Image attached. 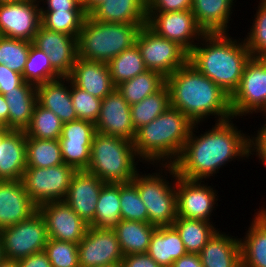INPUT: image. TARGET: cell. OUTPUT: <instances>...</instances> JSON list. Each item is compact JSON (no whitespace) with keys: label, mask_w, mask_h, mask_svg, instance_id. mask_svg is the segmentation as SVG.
<instances>
[{"label":"cell","mask_w":266,"mask_h":267,"mask_svg":"<svg viewBox=\"0 0 266 267\" xmlns=\"http://www.w3.org/2000/svg\"><path fill=\"white\" fill-rule=\"evenodd\" d=\"M218 230L199 253L203 267H242L240 239Z\"/></svg>","instance_id":"25"},{"label":"cell","mask_w":266,"mask_h":267,"mask_svg":"<svg viewBox=\"0 0 266 267\" xmlns=\"http://www.w3.org/2000/svg\"><path fill=\"white\" fill-rule=\"evenodd\" d=\"M89 15L108 23L147 24V0H105Z\"/></svg>","instance_id":"26"},{"label":"cell","mask_w":266,"mask_h":267,"mask_svg":"<svg viewBox=\"0 0 266 267\" xmlns=\"http://www.w3.org/2000/svg\"><path fill=\"white\" fill-rule=\"evenodd\" d=\"M230 107L235 119L266 112V57H251L247 62L240 84L230 96Z\"/></svg>","instance_id":"9"},{"label":"cell","mask_w":266,"mask_h":267,"mask_svg":"<svg viewBox=\"0 0 266 267\" xmlns=\"http://www.w3.org/2000/svg\"><path fill=\"white\" fill-rule=\"evenodd\" d=\"M234 0H192V13L205 33H228ZM228 24V25H227ZM228 26V27H227Z\"/></svg>","instance_id":"28"},{"label":"cell","mask_w":266,"mask_h":267,"mask_svg":"<svg viewBox=\"0 0 266 267\" xmlns=\"http://www.w3.org/2000/svg\"><path fill=\"white\" fill-rule=\"evenodd\" d=\"M192 0H147V12L191 10Z\"/></svg>","instance_id":"46"},{"label":"cell","mask_w":266,"mask_h":267,"mask_svg":"<svg viewBox=\"0 0 266 267\" xmlns=\"http://www.w3.org/2000/svg\"><path fill=\"white\" fill-rule=\"evenodd\" d=\"M147 254L161 267H172L175 260L187 254L179 233L173 226L157 227Z\"/></svg>","instance_id":"30"},{"label":"cell","mask_w":266,"mask_h":267,"mask_svg":"<svg viewBox=\"0 0 266 267\" xmlns=\"http://www.w3.org/2000/svg\"><path fill=\"white\" fill-rule=\"evenodd\" d=\"M170 106L169 90L164 84L157 92L139 103L130 106L132 124L135 130L150 123Z\"/></svg>","instance_id":"36"},{"label":"cell","mask_w":266,"mask_h":267,"mask_svg":"<svg viewBox=\"0 0 266 267\" xmlns=\"http://www.w3.org/2000/svg\"><path fill=\"white\" fill-rule=\"evenodd\" d=\"M123 267H161L147 253L125 255L122 259Z\"/></svg>","instance_id":"50"},{"label":"cell","mask_w":266,"mask_h":267,"mask_svg":"<svg viewBox=\"0 0 266 267\" xmlns=\"http://www.w3.org/2000/svg\"><path fill=\"white\" fill-rule=\"evenodd\" d=\"M255 15L244 41L252 57L262 58L266 57V0H260Z\"/></svg>","instance_id":"43"},{"label":"cell","mask_w":266,"mask_h":267,"mask_svg":"<svg viewBox=\"0 0 266 267\" xmlns=\"http://www.w3.org/2000/svg\"><path fill=\"white\" fill-rule=\"evenodd\" d=\"M27 167L24 130L0 129V180H21Z\"/></svg>","instance_id":"22"},{"label":"cell","mask_w":266,"mask_h":267,"mask_svg":"<svg viewBox=\"0 0 266 267\" xmlns=\"http://www.w3.org/2000/svg\"><path fill=\"white\" fill-rule=\"evenodd\" d=\"M98 267H123V266H122V262H119V263H114V264L105 265V266H98Z\"/></svg>","instance_id":"56"},{"label":"cell","mask_w":266,"mask_h":267,"mask_svg":"<svg viewBox=\"0 0 266 267\" xmlns=\"http://www.w3.org/2000/svg\"><path fill=\"white\" fill-rule=\"evenodd\" d=\"M115 86L148 70L136 44L107 62Z\"/></svg>","instance_id":"35"},{"label":"cell","mask_w":266,"mask_h":267,"mask_svg":"<svg viewBox=\"0 0 266 267\" xmlns=\"http://www.w3.org/2000/svg\"><path fill=\"white\" fill-rule=\"evenodd\" d=\"M19 267H52L44 250L17 260Z\"/></svg>","instance_id":"51"},{"label":"cell","mask_w":266,"mask_h":267,"mask_svg":"<svg viewBox=\"0 0 266 267\" xmlns=\"http://www.w3.org/2000/svg\"><path fill=\"white\" fill-rule=\"evenodd\" d=\"M170 106L179 109L193 123L215 116L216 122L233 118L230 95L187 62L165 79ZM208 118V119H207Z\"/></svg>","instance_id":"2"},{"label":"cell","mask_w":266,"mask_h":267,"mask_svg":"<svg viewBox=\"0 0 266 267\" xmlns=\"http://www.w3.org/2000/svg\"><path fill=\"white\" fill-rule=\"evenodd\" d=\"M4 259L3 249H2V241L0 238V262Z\"/></svg>","instance_id":"57"},{"label":"cell","mask_w":266,"mask_h":267,"mask_svg":"<svg viewBox=\"0 0 266 267\" xmlns=\"http://www.w3.org/2000/svg\"><path fill=\"white\" fill-rule=\"evenodd\" d=\"M27 167L47 168L63 164L58 140L26 138Z\"/></svg>","instance_id":"37"},{"label":"cell","mask_w":266,"mask_h":267,"mask_svg":"<svg viewBox=\"0 0 266 267\" xmlns=\"http://www.w3.org/2000/svg\"><path fill=\"white\" fill-rule=\"evenodd\" d=\"M229 33H206L188 53V62L230 96L252 57L244 40Z\"/></svg>","instance_id":"3"},{"label":"cell","mask_w":266,"mask_h":267,"mask_svg":"<svg viewBox=\"0 0 266 267\" xmlns=\"http://www.w3.org/2000/svg\"><path fill=\"white\" fill-rule=\"evenodd\" d=\"M204 183V180H192L177 175V217L212 221L210 217L213 210H216L215 204L218 206L216 202L219 196L216 189Z\"/></svg>","instance_id":"13"},{"label":"cell","mask_w":266,"mask_h":267,"mask_svg":"<svg viewBox=\"0 0 266 267\" xmlns=\"http://www.w3.org/2000/svg\"><path fill=\"white\" fill-rule=\"evenodd\" d=\"M138 161L142 162L136 154L133 142L96 132L86 171L105 183H130L138 172Z\"/></svg>","instance_id":"6"},{"label":"cell","mask_w":266,"mask_h":267,"mask_svg":"<svg viewBox=\"0 0 266 267\" xmlns=\"http://www.w3.org/2000/svg\"><path fill=\"white\" fill-rule=\"evenodd\" d=\"M95 133V124L90 121L75 120L63 123L59 137L63 162L77 171L87 170Z\"/></svg>","instance_id":"17"},{"label":"cell","mask_w":266,"mask_h":267,"mask_svg":"<svg viewBox=\"0 0 266 267\" xmlns=\"http://www.w3.org/2000/svg\"><path fill=\"white\" fill-rule=\"evenodd\" d=\"M121 220L120 183H105L96 203L91 227L113 229Z\"/></svg>","instance_id":"33"},{"label":"cell","mask_w":266,"mask_h":267,"mask_svg":"<svg viewBox=\"0 0 266 267\" xmlns=\"http://www.w3.org/2000/svg\"><path fill=\"white\" fill-rule=\"evenodd\" d=\"M266 117H264V120ZM265 124L257 130V134L250 136V155H254L256 152V157L261 160V164L266 167V121Z\"/></svg>","instance_id":"47"},{"label":"cell","mask_w":266,"mask_h":267,"mask_svg":"<svg viewBox=\"0 0 266 267\" xmlns=\"http://www.w3.org/2000/svg\"><path fill=\"white\" fill-rule=\"evenodd\" d=\"M193 125L179 109L169 106L153 121L136 130L133 146L137 156L148 165L173 164L181 154Z\"/></svg>","instance_id":"4"},{"label":"cell","mask_w":266,"mask_h":267,"mask_svg":"<svg viewBox=\"0 0 266 267\" xmlns=\"http://www.w3.org/2000/svg\"><path fill=\"white\" fill-rule=\"evenodd\" d=\"M147 26L158 36L176 42L187 53L206 34L196 22L192 10L147 12Z\"/></svg>","instance_id":"12"},{"label":"cell","mask_w":266,"mask_h":267,"mask_svg":"<svg viewBox=\"0 0 266 267\" xmlns=\"http://www.w3.org/2000/svg\"><path fill=\"white\" fill-rule=\"evenodd\" d=\"M145 25L102 22L88 14L77 36V57L107 63L131 48L140 28Z\"/></svg>","instance_id":"5"},{"label":"cell","mask_w":266,"mask_h":267,"mask_svg":"<svg viewBox=\"0 0 266 267\" xmlns=\"http://www.w3.org/2000/svg\"><path fill=\"white\" fill-rule=\"evenodd\" d=\"M165 77L156 71L146 70L134 78L116 86V90L131 106L157 92L164 84Z\"/></svg>","instance_id":"34"},{"label":"cell","mask_w":266,"mask_h":267,"mask_svg":"<svg viewBox=\"0 0 266 267\" xmlns=\"http://www.w3.org/2000/svg\"><path fill=\"white\" fill-rule=\"evenodd\" d=\"M159 167V172L147 175L138 171L131 183L147 208L148 223L156 227L172 226L177 218V172L173 164H159ZM167 173L172 176V183L167 180Z\"/></svg>","instance_id":"7"},{"label":"cell","mask_w":266,"mask_h":267,"mask_svg":"<svg viewBox=\"0 0 266 267\" xmlns=\"http://www.w3.org/2000/svg\"><path fill=\"white\" fill-rule=\"evenodd\" d=\"M42 1L44 6L40 5V11H85L81 0H38Z\"/></svg>","instance_id":"49"},{"label":"cell","mask_w":266,"mask_h":267,"mask_svg":"<svg viewBox=\"0 0 266 267\" xmlns=\"http://www.w3.org/2000/svg\"><path fill=\"white\" fill-rule=\"evenodd\" d=\"M95 128L97 133L134 141L136 130L132 124L130 105L118 90L102 99Z\"/></svg>","instance_id":"18"},{"label":"cell","mask_w":266,"mask_h":267,"mask_svg":"<svg viewBox=\"0 0 266 267\" xmlns=\"http://www.w3.org/2000/svg\"><path fill=\"white\" fill-rule=\"evenodd\" d=\"M103 1L105 0H81L87 14H89L98 4Z\"/></svg>","instance_id":"54"},{"label":"cell","mask_w":266,"mask_h":267,"mask_svg":"<svg viewBox=\"0 0 266 267\" xmlns=\"http://www.w3.org/2000/svg\"><path fill=\"white\" fill-rule=\"evenodd\" d=\"M68 77L75 86L100 99L116 89L107 63L77 57Z\"/></svg>","instance_id":"23"},{"label":"cell","mask_w":266,"mask_h":267,"mask_svg":"<svg viewBox=\"0 0 266 267\" xmlns=\"http://www.w3.org/2000/svg\"><path fill=\"white\" fill-rule=\"evenodd\" d=\"M60 77L52 68L49 55L31 43L27 62L22 73L23 80L37 87Z\"/></svg>","instance_id":"38"},{"label":"cell","mask_w":266,"mask_h":267,"mask_svg":"<svg viewBox=\"0 0 266 267\" xmlns=\"http://www.w3.org/2000/svg\"><path fill=\"white\" fill-rule=\"evenodd\" d=\"M32 43L49 55L52 68L61 77L70 75L77 59V37L40 26Z\"/></svg>","instance_id":"19"},{"label":"cell","mask_w":266,"mask_h":267,"mask_svg":"<svg viewBox=\"0 0 266 267\" xmlns=\"http://www.w3.org/2000/svg\"><path fill=\"white\" fill-rule=\"evenodd\" d=\"M79 267H98L122 262L117 235L113 229L89 226L78 244Z\"/></svg>","instance_id":"15"},{"label":"cell","mask_w":266,"mask_h":267,"mask_svg":"<svg viewBox=\"0 0 266 267\" xmlns=\"http://www.w3.org/2000/svg\"><path fill=\"white\" fill-rule=\"evenodd\" d=\"M0 267H19L17 261L10 259H3L0 262Z\"/></svg>","instance_id":"55"},{"label":"cell","mask_w":266,"mask_h":267,"mask_svg":"<svg viewBox=\"0 0 266 267\" xmlns=\"http://www.w3.org/2000/svg\"><path fill=\"white\" fill-rule=\"evenodd\" d=\"M4 97L9 110L8 129L25 131L37 104L36 86L23 81L14 90L7 91Z\"/></svg>","instance_id":"29"},{"label":"cell","mask_w":266,"mask_h":267,"mask_svg":"<svg viewBox=\"0 0 266 267\" xmlns=\"http://www.w3.org/2000/svg\"><path fill=\"white\" fill-rule=\"evenodd\" d=\"M49 239L79 244L89 225L64 201L48 202L37 207Z\"/></svg>","instance_id":"16"},{"label":"cell","mask_w":266,"mask_h":267,"mask_svg":"<svg viewBox=\"0 0 266 267\" xmlns=\"http://www.w3.org/2000/svg\"><path fill=\"white\" fill-rule=\"evenodd\" d=\"M5 259L19 260L42 251L48 240L46 225L37 210L29 218L0 230Z\"/></svg>","instance_id":"11"},{"label":"cell","mask_w":266,"mask_h":267,"mask_svg":"<svg viewBox=\"0 0 266 267\" xmlns=\"http://www.w3.org/2000/svg\"><path fill=\"white\" fill-rule=\"evenodd\" d=\"M121 220L148 222V211L138 189L130 183H120Z\"/></svg>","instance_id":"42"},{"label":"cell","mask_w":266,"mask_h":267,"mask_svg":"<svg viewBox=\"0 0 266 267\" xmlns=\"http://www.w3.org/2000/svg\"><path fill=\"white\" fill-rule=\"evenodd\" d=\"M212 222L177 217L172 226L177 230L187 253L199 254L219 230Z\"/></svg>","instance_id":"32"},{"label":"cell","mask_w":266,"mask_h":267,"mask_svg":"<svg viewBox=\"0 0 266 267\" xmlns=\"http://www.w3.org/2000/svg\"><path fill=\"white\" fill-rule=\"evenodd\" d=\"M87 15L86 11H41V26L77 37Z\"/></svg>","instance_id":"40"},{"label":"cell","mask_w":266,"mask_h":267,"mask_svg":"<svg viewBox=\"0 0 266 267\" xmlns=\"http://www.w3.org/2000/svg\"><path fill=\"white\" fill-rule=\"evenodd\" d=\"M76 172L65 163L47 168L26 167L20 181L31 201L39 207L48 202L64 201Z\"/></svg>","instance_id":"8"},{"label":"cell","mask_w":266,"mask_h":267,"mask_svg":"<svg viewBox=\"0 0 266 267\" xmlns=\"http://www.w3.org/2000/svg\"><path fill=\"white\" fill-rule=\"evenodd\" d=\"M62 127L63 122L57 115L37 103L25 134L26 138L58 140Z\"/></svg>","instance_id":"39"},{"label":"cell","mask_w":266,"mask_h":267,"mask_svg":"<svg viewBox=\"0 0 266 267\" xmlns=\"http://www.w3.org/2000/svg\"><path fill=\"white\" fill-rule=\"evenodd\" d=\"M22 74L9 69L6 65L0 64V94L14 90L23 82Z\"/></svg>","instance_id":"48"},{"label":"cell","mask_w":266,"mask_h":267,"mask_svg":"<svg viewBox=\"0 0 266 267\" xmlns=\"http://www.w3.org/2000/svg\"><path fill=\"white\" fill-rule=\"evenodd\" d=\"M135 44L148 70L167 78L188 62V53L176 42L158 36L147 25L140 28Z\"/></svg>","instance_id":"10"},{"label":"cell","mask_w":266,"mask_h":267,"mask_svg":"<svg viewBox=\"0 0 266 267\" xmlns=\"http://www.w3.org/2000/svg\"><path fill=\"white\" fill-rule=\"evenodd\" d=\"M105 182L86 170L77 171L70 182L64 200L78 216L90 225L96 212V203Z\"/></svg>","instance_id":"20"},{"label":"cell","mask_w":266,"mask_h":267,"mask_svg":"<svg viewBox=\"0 0 266 267\" xmlns=\"http://www.w3.org/2000/svg\"><path fill=\"white\" fill-rule=\"evenodd\" d=\"M156 226L148 222L120 220L113 228L123 256L147 253Z\"/></svg>","instance_id":"31"},{"label":"cell","mask_w":266,"mask_h":267,"mask_svg":"<svg viewBox=\"0 0 266 267\" xmlns=\"http://www.w3.org/2000/svg\"><path fill=\"white\" fill-rule=\"evenodd\" d=\"M36 211L20 180H0V230L24 221Z\"/></svg>","instance_id":"21"},{"label":"cell","mask_w":266,"mask_h":267,"mask_svg":"<svg viewBox=\"0 0 266 267\" xmlns=\"http://www.w3.org/2000/svg\"><path fill=\"white\" fill-rule=\"evenodd\" d=\"M32 42L0 36V64L22 74Z\"/></svg>","instance_id":"41"},{"label":"cell","mask_w":266,"mask_h":267,"mask_svg":"<svg viewBox=\"0 0 266 267\" xmlns=\"http://www.w3.org/2000/svg\"><path fill=\"white\" fill-rule=\"evenodd\" d=\"M23 0H0V2H18Z\"/></svg>","instance_id":"58"},{"label":"cell","mask_w":266,"mask_h":267,"mask_svg":"<svg viewBox=\"0 0 266 267\" xmlns=\"http://www.w3.org/2000/svg\"><path fill=\"white\" fill-rule=\"evenodd\" d=\"M232 119L215 122L210 130L198 136L194 132L199 123H194L181 154L173 163L178 176L205 180L232 160L249 159L250 136L238 129Z\"/></svg>","instance_id":"1"},{"label":"cell","mask_w":266,"mask_h":267,"mask_svg":"<svg viewBox=\"0 0 266 267\" xmlns=\"http://www.w3.org/2000/svg\"><path fill=\"white\" fill-rule=\"evenodd\" d=\"M8 105L4 95L0 94V124L8 129Z\"/></svg>","instance_id":"53"},{"label":"cell","mask_w":266,"mask_h":267,"mask_svg":"<svg viewBox=\"0 0 266 267\" xmlns=\"http://www.w3.org/2000/svg\"><path fill=\"white\" fill-rule=\"evenodd\" d=\"M240 239L242 267H266V208L259 207Z\"/></svg>","instance_id":"27"},{"label":"cell","mask_w":266,"mask_h":267,"mask_svg":"<svg viewBox=\"0 0 266 267\" xmlns=\"http://www.w3.org/2000/svg\"><path fill=\"white\" fill-rule=\"evenodd\" d=\"M38 0L0 2V36L33 42L41 26Z\"/></svg>","instance_id":"14"},{"label":"cell","mask_w":266,"mask_h":267,"mask_svg":"<svg viewBox=\"0 0 266 267\" xmlns=\"http://www.w3.org/2000/svg\"><path fill=\"white\" fill-rule=\"evenodd\" d=\"M36 94L37 103L52 111L63 123L78 120L71 99L69 77H60L37 86Z\"/></svg>","instance_id":"24"},{"label":"cell","mask_w":266,"mask_h":267,"mask_svg":"<svg viewBox=\"0 0 266 267\" xmlns=\"http://www.w3.org/2000/svg\"><path fill=\"white\" fill-rule=\"evenodd\" d=\"M44 251L52 267H79L78 244L48 238Z\"/></svg>","instance_id":"44"},{"label":"cell","mask_w":266,"mask_h":267,"mask_svg":"<svg viewBox=\"0 0 266 267\" xmlns=\"http://www.w3.org/2000/svg\"><path fill=\"white\" fill-rule=\"evenodd\" d=\"M71 99L78 120H86L95 124L100 113L102 99L80 89L72 82Z\"/></svg>","instance_id":"45"},{"label":"cell","mask_w":266,"mask_h":267,"mask_svg":"<svg viewBox=\"0 0 266 267\" xmlns=\"http://www.w3.org/2000/svg\"><path fill=\"white\" fill-rule=\"evenodd\" d=\"M172 267H203L199 254L187 253L175 260Z\"/></svg>","instance_id":"52"}]
</instances>
